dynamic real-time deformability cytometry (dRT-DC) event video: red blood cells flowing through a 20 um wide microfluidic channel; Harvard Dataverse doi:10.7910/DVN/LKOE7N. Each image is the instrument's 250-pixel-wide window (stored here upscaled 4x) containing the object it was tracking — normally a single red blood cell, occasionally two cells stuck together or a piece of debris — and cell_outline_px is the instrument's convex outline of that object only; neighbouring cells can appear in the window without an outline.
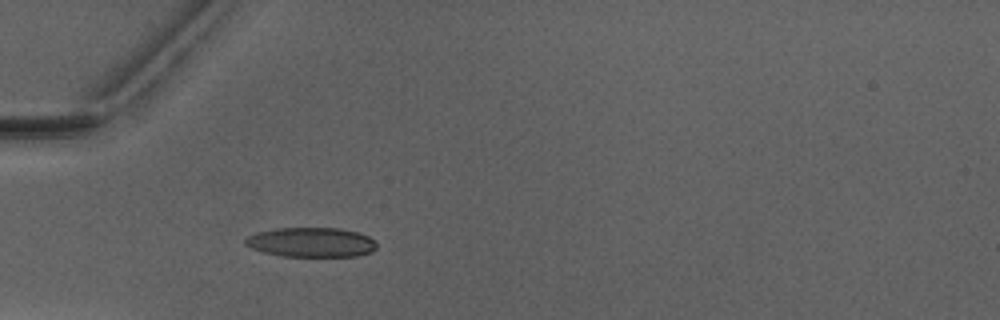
{"species": "Egyptian fruit bat (a non-hibernating species)", "species_latin": "Rousettus aegyptiacus", "temperature_condition": "warm", "stored_images_in_passage": 5, "camera_frame_rate_fps": 3000, "um_per_image_px": 0.085, "animal": {"sex": "male"}, "frame": {"image": 1, "passage_image": 5, "time_ms": 4.667, "image_size_px": [1000, 320], "cell_outline_px": [[376, 248], [372, 252], [356, 256], [280, 256], [264, 252], [252, 248], [244, 244], [244, 240], [248, 236], [256, 232], [276, 228], [340, 228], [356, 232], [368, 236], [376, 244]], "centroid_in_image_um": [26.43, 20.59], "position_along_channel_um": 58.6, "area_um2": 22.6}}